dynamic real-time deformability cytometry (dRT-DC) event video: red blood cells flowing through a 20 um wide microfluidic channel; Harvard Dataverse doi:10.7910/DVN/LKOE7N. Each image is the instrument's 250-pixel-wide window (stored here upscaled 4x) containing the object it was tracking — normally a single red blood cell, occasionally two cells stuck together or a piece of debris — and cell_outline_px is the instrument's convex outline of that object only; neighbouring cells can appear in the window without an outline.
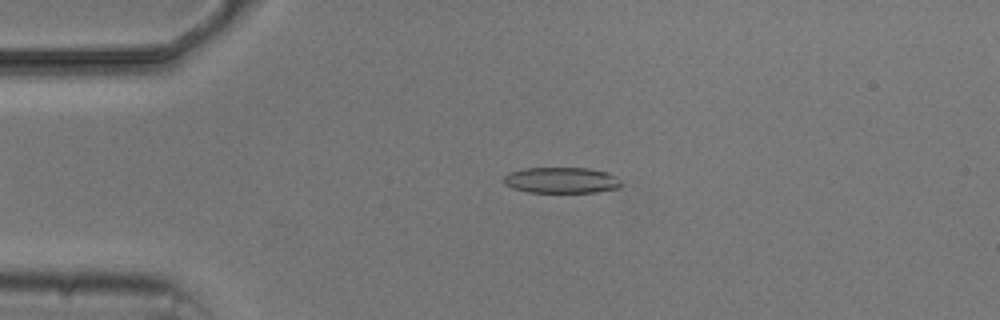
{"species": "common noctule bat (a hibernating species)", "species_latin": "Nyctalus noctula", "temperature_condition": "cold", "stored_images_in_passage": 4, "camera_frame_rate_fps": 3000, "um_per_image_px": 0.085, "animal": {"sex": "male", "body_mass_g": 20.5, "forearm_length_mm": 52.5}, "frame": {"image": 1, "passage_image": 3, "time_ms": 2.333, "image_size_px": [1000, 320], "cell_outline_px": [[620, 188], [596, 192], [528, 192], [512, 188], [504, 184], [504, 176], [512, 172], [524, 168], [588, 168], [608, 172], [616, 176], [620, 180]], "centroid_in_image_um": [47.74, 15.32], "position_along_channel_um": 37.3, "area_um2": 17.74}}